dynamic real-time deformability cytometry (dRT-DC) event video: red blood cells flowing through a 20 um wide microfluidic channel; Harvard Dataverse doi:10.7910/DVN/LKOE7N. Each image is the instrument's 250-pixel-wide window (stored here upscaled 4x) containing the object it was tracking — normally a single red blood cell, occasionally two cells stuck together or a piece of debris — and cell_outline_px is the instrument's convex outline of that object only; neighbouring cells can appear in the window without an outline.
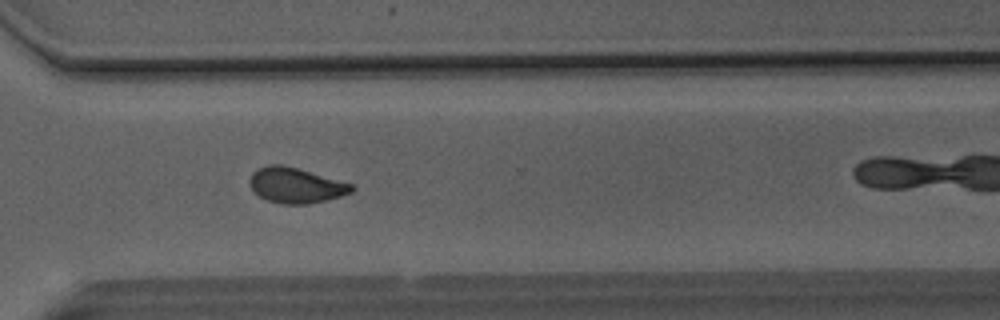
{"species": "Egyptian fruit bat (a non-hibernating species)", "species_latin": "Rousettus aegyptiacus", "temperature_condition": "room temperature", "stored_images_in_passage": 42, "camera_frame_rate_fps": 3000, "um_per_image_px": 0.085, "animal": {"sex": "male"}, "frame": {"image": 1, "passage_image": 36, "time_ms": 11.667, "image_size_px": [1000, 320], "cell_outline_px": [[356, 188], [352, 192], [340, 196], [308, 204], [280, 204], [268, 200], [260, 196], [252, 188], [248, 180], [252, 172], [268, 164], [280, 164], [296, 168], [352, 184]], "centroid_in_image_um": [25.12, 15.75], "position_along_channel_um": 345.5, "area_um2": 20.69}, "authors_computed_cell_mechanics": {"area_um2": 21.5594, "velocity_mm_per_s": 4.129, "shape_relaxation_time_tau1_ms": 5.1254, "shape_relaxation_time_tau2_ms": 1.7021, "deformation_change_tau1": 0.1369, "deformation_change_tau2": 0.0668}}